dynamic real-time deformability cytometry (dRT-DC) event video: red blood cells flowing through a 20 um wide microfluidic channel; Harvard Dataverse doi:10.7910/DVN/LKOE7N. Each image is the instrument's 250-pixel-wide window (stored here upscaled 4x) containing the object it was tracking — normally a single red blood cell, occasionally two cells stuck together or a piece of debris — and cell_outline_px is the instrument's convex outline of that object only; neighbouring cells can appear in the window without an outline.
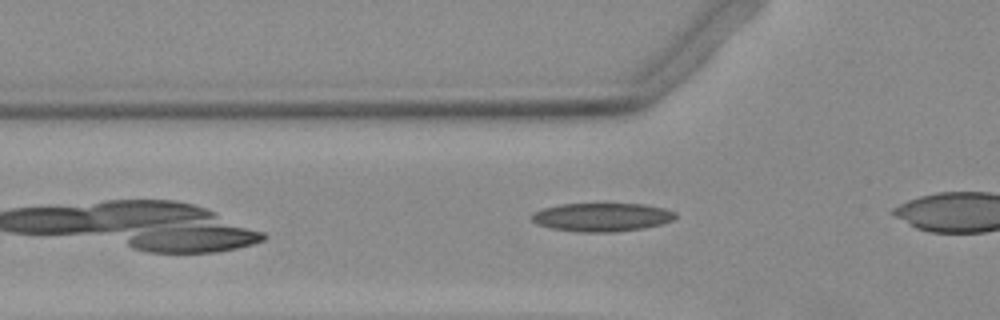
{"species": "Egyptian fruit bat (a non-hibernating species)", "species_latin": "Rousettus aegyptiacus", "temperature_condition": "warm", "stored_images_in_passage": 30, "camera_frame_rate_fps": 3000, "um_per_image_px": 0.085, "animal": {"sex": "female"}, "frame": {"image": 1, "passage_image": 6, "time_ms": 1.667, "image_size_px": [1000, 320], "cell_outline_px": [[676, 216], [672, 220], [660, 224], [644, 228], [612, 232], [580, 232], [552, 228], [536, 224], [532, 220], [532, 212], [544, 208], [560, 204], [644, 204], [664, 208], [676, 212]], "centroid_in_image_um": [51.15, 18.45], "position_along_channel_um": 74.6, "area_um2": 23.76}}
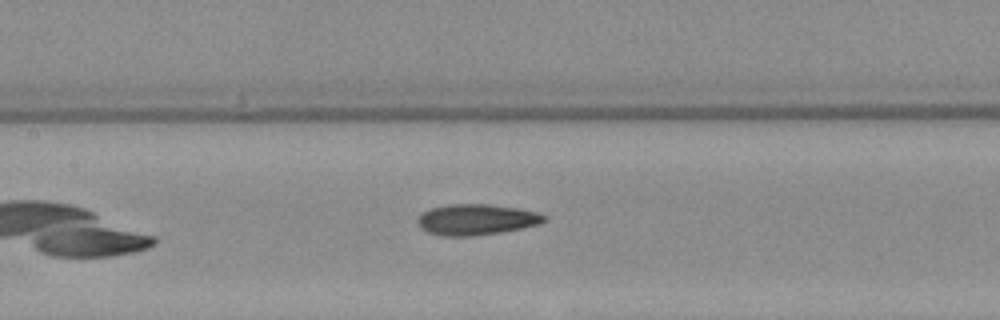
{"frame": {"image": 2, "passage_image": 13, "time_ms": 4.0, "image_size_px": [1000, 320], "cell_outline_px": [[544, 220], [540, 224], [500, 232], [472, 236], [444, 236], [428, 232], [420, 228], [416, 224], [416, 220], [424, 212], [432, 208], [452, 204], [488, 204], [516, 208], [536, 212], [544, 216]], "centroid_in_image_um": [40.44, 18.67], "position_along_channel_um": 167.0, "area_um2": 22.43}}
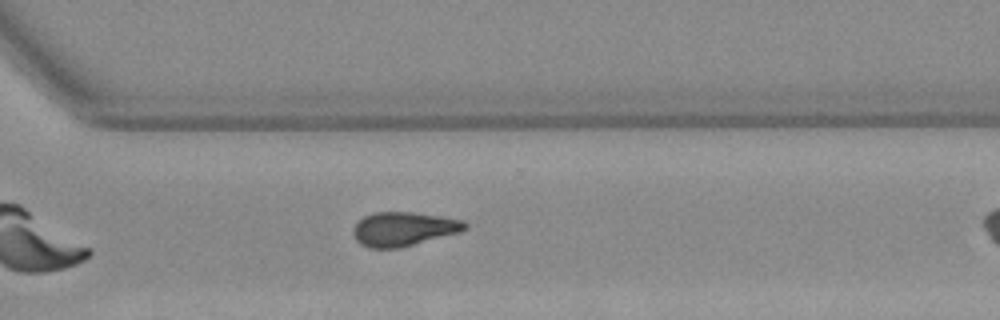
{"frame": {"image": 3, "passage_image": 26, "time_ms": 8.333, "image_size_px": [1000, 320], "cell_outline_px": [[468, 228], [460, 232], [400, 248], [368, 248], [360, 244], [356, 240], [352, 232], [352, 228], [364, 216], [372, 212], [412, 212], [440, 216], [464, 220], [468, 224]], "centroid_in_image_um": [34.3, 19.46], "position_along_channel_um": 336.3, "area_um2": 22.31}}